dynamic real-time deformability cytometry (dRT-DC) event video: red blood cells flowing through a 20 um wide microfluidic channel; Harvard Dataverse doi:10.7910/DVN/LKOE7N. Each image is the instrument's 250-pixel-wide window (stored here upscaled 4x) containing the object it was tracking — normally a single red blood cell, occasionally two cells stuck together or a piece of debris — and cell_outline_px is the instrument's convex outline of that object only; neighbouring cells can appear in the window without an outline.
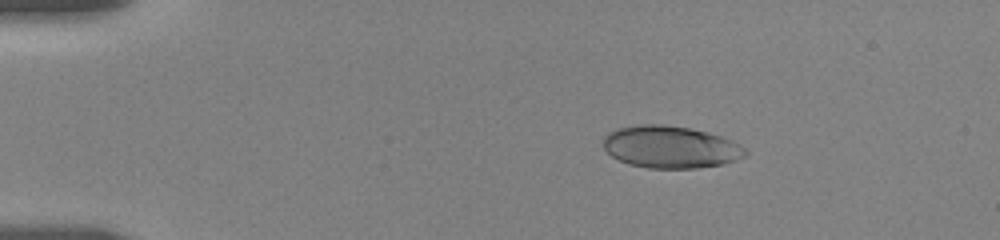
{"species": "human", "species_latin": "Homo sapiens", "temperature_condition": "room temperature", "stored_images_in_passage": 48, "camera_frame_rate_fps": 3000, "um_per_image_px": 0.085, "donor": {"sex": "female"}, "frame": {"image": 1, "passage_image": 2, "time_ms": 0.333, "image_size_px": [1000, 240], "cell_outline_px": [[748, 152], [744, 156], [736, 160], [720, 164], [696, 168], [648, 168], [628, 164], [612, 156], [604, 148], [604, 136], [608, 132], [616, 128], [640, 124], [664, 124], [688, 128], [708, 132], [732, 140], [740, 144]], "centroid_in_image_um": [56.98, 12.49], "position_along_channel_um": 28.0, "area_um2": 34.91}}
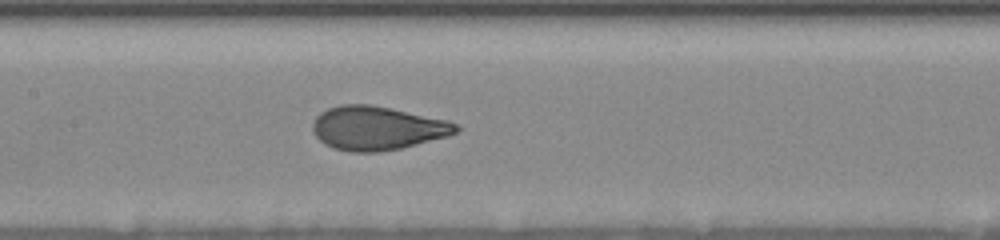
{"frame": {"image": 2, "passage_image": 20, "time_ms": 6.333, "image_size_px": [1000, 240], "cell_outline_px": [[460, 128], [456, 132], [448, 136], [400, 148], [380, 152], [348, 152], [332, 148], [324, 144], [312, 132], [312, 124], [316, 116], [320, 112], [328, 108], [340, 104], [368, 104], [392, 108], [448, 120], [456, 124]], "centroid_in_image_um": [32.02, 10.89], "position_along_channel_um": 175.4, "area_um2": 36.76}}
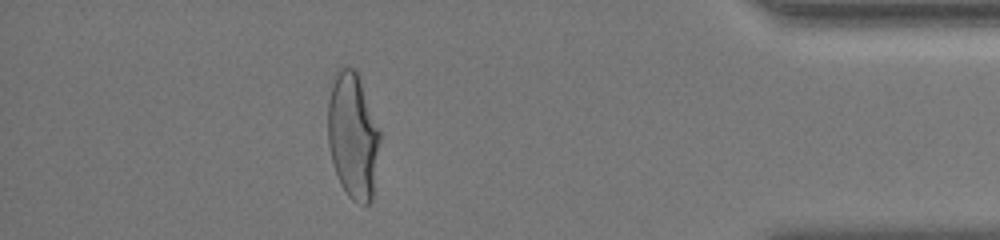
{"frame": {"image": 3, "passage_image": 42, "time_ms": 13.667, "image_size_px": [1000, 240], "cell_outline_px": [[380, 140], [372, 200], [368, 204], [360, 204], [352, 200], [348, 196], [340, 184], [332, 160], [328, 144], [328, 100], [336, 68], [344, 64], [356, 68], [380, 132]], "centroid_in_image_um": [29.98, 11.5], "position_along_channel_um": 405.2, "area_um2": 38.44}, "authors_computed_cell_mechanics": {"area_um2": 36.2984, "velocity_mm_per_s": 3.6419, "shape_relaxation_time_tau1_ms": 4.2048, "shape_relaxation_time_tau2_ms": null, "deformation_change_tau1": 0.1923, "deformation_change_tau2": null}}